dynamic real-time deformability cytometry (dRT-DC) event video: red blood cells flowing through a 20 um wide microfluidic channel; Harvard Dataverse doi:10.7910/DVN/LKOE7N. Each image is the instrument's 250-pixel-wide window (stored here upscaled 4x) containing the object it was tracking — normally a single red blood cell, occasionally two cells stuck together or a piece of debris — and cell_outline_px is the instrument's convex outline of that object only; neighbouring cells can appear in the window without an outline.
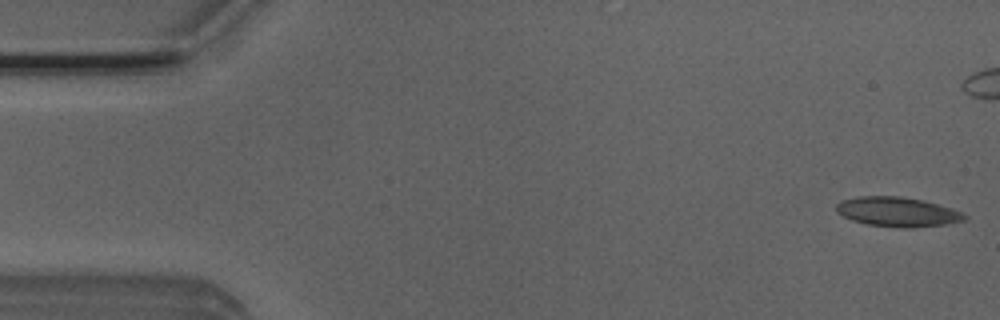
{"species": "Egyptian fruit bat (a non-hibernating species)", "species_latin": "Rousettus aegyptiacus", "temperature_condition": "room temperature", "stored_images_in_passage": 52, "camera_frame_rate_fps": 3000, "um_per_image_px": 0.085, "animal": {"sex": "male"}, "frame": {"image": 1, "passage_image": 1, "time_ms": 0.0, "image_size_px": [1000, 320], "cell_outline_px": [[968, 216], [964, 220], [944, 224], [912, 228], [904, 228], [868, 224], [852, 220], [836, 212], [836, 204], [840, 200], [860, 196], [900, 196], [920, 200], [936, 204], [960, 212]], "centroid_in_image_um": [76.22, 18.0], "position_along_channel_um": 8.8, "area_um2": 21.73}}
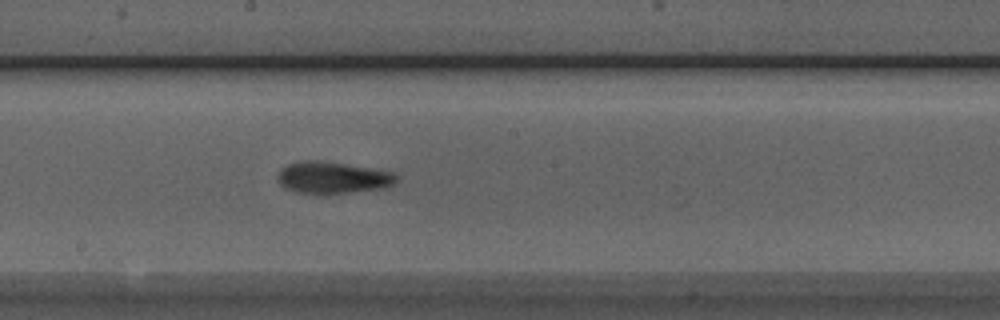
{"frame": {"image": 2, "passage_image": 27, "time_ms": 8.667, "image_size_px": [1000, 320], "cell_outline_px": [[400, 180], [384, 188], [324, 196], [316, 196], [296, 192], [284, 188], [280, 184], [276, 176], [280, 168], [288, 164], [304, 160], [320, 160], [392, 172]], "centroid_in_image_um": [28.21, 15.14], "position_along_channel_um": 220.0, "area_um2": 22.6}}
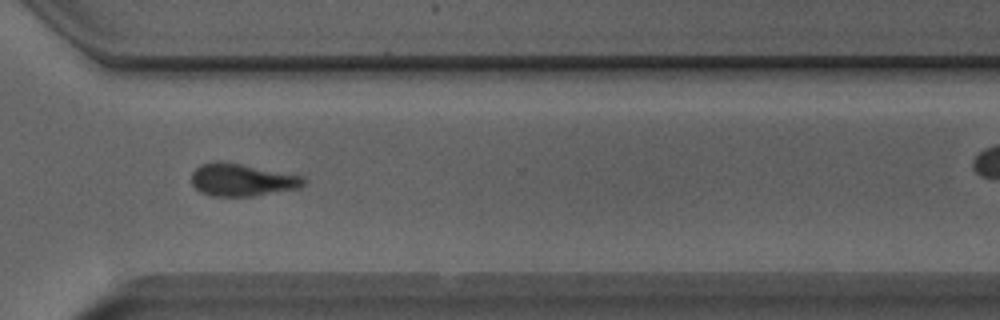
{"frame": {"image": 3, "passage_image": 37, "time_ms": 12.0, "image_size_px": [1000, 320], "cell_outline_px": [[308, 180], [300, 188], [252, 196], [212, 196], [200, 192], [192, 184], [192, 172], [200, 164], [220, 160], [304, 176]], "centroid_in_image_um": [20.58, 15.28], "position_along_channel_um": 350.0, "area_um2": 21.33}, "authors_computed_cell_mechanics": {"area_um2": 21.2993, "velocity_mm_per_s": 3.9048, "shape_relaxation_time_tau1_ms": 3.5077, "shape_relaxation_time_tau2_ms": 4.4647, "deformation_change_tau1": 0.0948, "deformation_change_tau2": 0.1079}}